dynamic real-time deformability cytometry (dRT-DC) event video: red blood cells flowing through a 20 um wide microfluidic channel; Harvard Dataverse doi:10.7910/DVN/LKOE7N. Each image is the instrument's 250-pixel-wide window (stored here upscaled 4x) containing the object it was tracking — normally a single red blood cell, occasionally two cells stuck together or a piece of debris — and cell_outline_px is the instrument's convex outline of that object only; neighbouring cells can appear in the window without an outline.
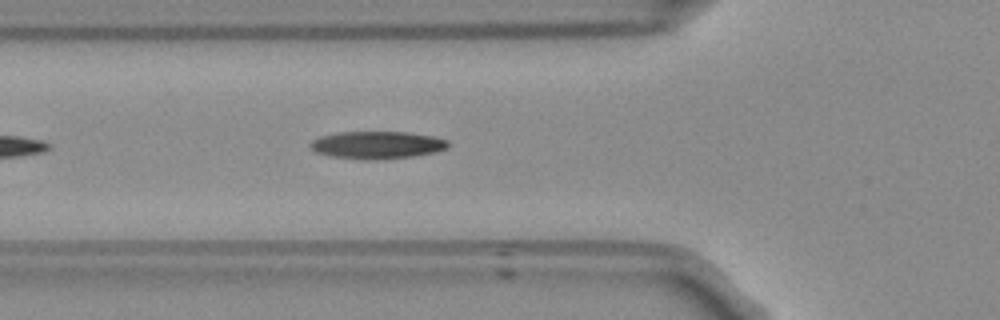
{"species": "Egyptian fruit bat (a non-hibernating species)", "species_latin": "Rousettus aegyptiacus", "temperature_condition": "room temperature", "stored_images_in_passage": 17, "camera_frame_rate_fps": 3000, "um_per_image_px": 0.085, "frame": {"image": 1, "passage_image": 6, "time_ms": 1.667, "image_size_px": [1000, 320], "cell_outline_px": [[448, 144], [444, 148], [432, 152], [412, 156], [368, 160], [364, 160], [332, 156], [316, 152], [308, 144], [312, 140], [320, 136], [336, 132], [408, 132], [432, 136], [448, 140]], "centroid_in_image_um": [31.99, 12.31], "position_along_channel_um": 93.8, "area_um2": 21.79}}